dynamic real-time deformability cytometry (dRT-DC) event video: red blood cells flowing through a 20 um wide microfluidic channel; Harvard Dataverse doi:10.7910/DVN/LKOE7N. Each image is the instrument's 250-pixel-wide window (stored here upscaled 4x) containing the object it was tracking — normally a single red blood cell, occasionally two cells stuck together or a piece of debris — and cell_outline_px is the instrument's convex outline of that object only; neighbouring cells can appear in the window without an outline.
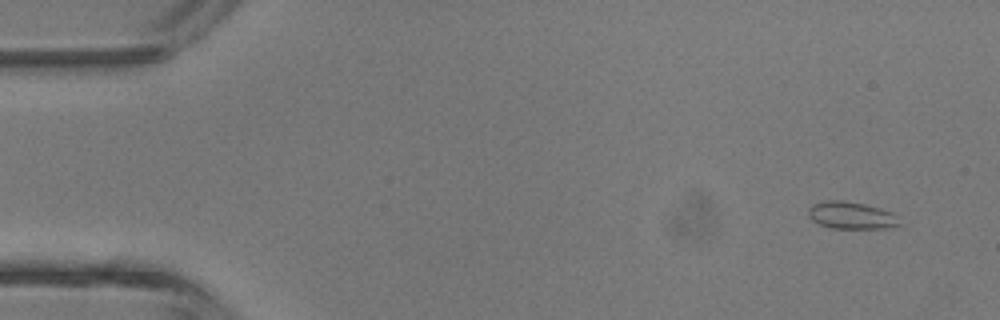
{"species": "common noctule bat (a hibernating species)", "species_latin": "Nyctalus noctula", "temperature_condition": "room temperature", "stored_images_in_passage": 5, "camera_frame_rate_fps": 3000, "um_per_image_px": 0.085, "animal": {"sex": "male", "body_mass_g": 13.3}, "frame": {"image": 1, "passage_image": 1, "time_ms": 0.0, "image_size_px": [1000, 320], "cell_outline_px": [[904, 224], [884, 228], [832, 228], [820, 224], [812, 220], [808, 216], [808, 208], [812, 204], [824, 200], [844, 200], [864, 204], [880, 208], [892, 212]], "centroid_in_image_um": [72.36, 18.3], "position_along_channel_um": 12.6, "area_um2": 14.57}}